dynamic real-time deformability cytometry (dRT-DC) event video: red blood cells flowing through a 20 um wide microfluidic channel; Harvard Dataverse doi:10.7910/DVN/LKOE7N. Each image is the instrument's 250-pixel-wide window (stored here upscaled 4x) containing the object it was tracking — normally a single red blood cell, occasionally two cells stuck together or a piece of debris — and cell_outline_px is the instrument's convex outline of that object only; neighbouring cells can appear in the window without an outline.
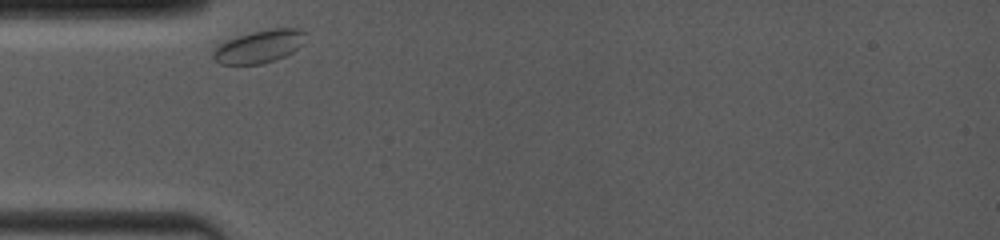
{"species": "common noctule bat (a hibernating species)", "species_latin": "Nyctalus noctula", "temperature_condition": "room temperature", "stored_images_in_passage": 38, "camera_frame_rate_fps": 4000, "um_per_image_px": 0.085, "animal": {"sex": "female", "body_mass_g": 19.0, "forearm_length_mm": 53.3}, "frame": {"image": 1, "passage_image": 1, "time_ms": 0.0, "image_size_px": [1000, 240], "cell_outline_px": [[304, 44], [292, 52], [284, 56], [260, 64], [220, 64], [212, 56], [212, 48], [228, 40], [252, 32], [272, 28], [300, 28], [304, 32]], "centroid_in_image_um": [22.03, 3.95], "position_along_channel_um": 63.0, "area_um2": 17.46}}
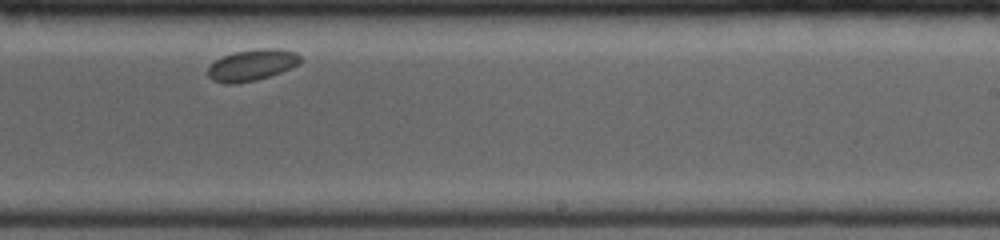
{"frame": {"image": 2, "passage_image": 20, "time_ms": 5.75, "image_size_px": [1000, 240], "cell_outline_px": [[300, 64], [292, 68], [256, 80], [236, 84], [224, 84], [212, 80], [208, 76], [208, 68], [216, 60], [224, 56], [236, 52], [260, 48], [276, 48], [296, 52], [300, 56]], "centroid_in_image_um": [21.43, 5.54], "position_along_channel_um": 267.6, "area_um2": 16.82}}
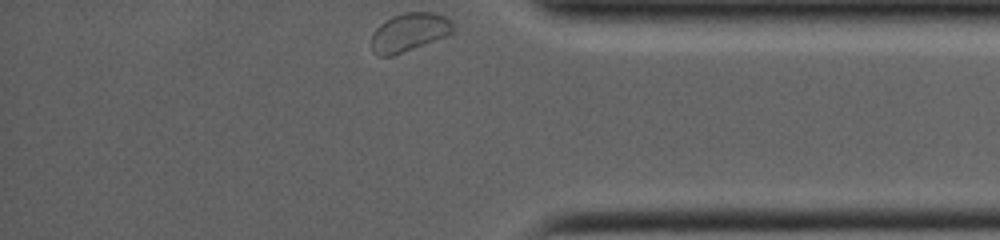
{"frame": {"image": 3, "passage_image": 37, "time_ms": 9.5, "image_size_px": [1000, 240], "cell_outline_px": [[452, 32], [448, 36], [392, 56], [376, 56], [372, 52], [372, 32], [380, 24], [392, 16], [404, 12], [432, 12], [444, 16], [452, 20]], "centroid_in_image_um": [34.77, 2.74], "position_along_channel_um": 400.4, "area_um2": 18.38}}